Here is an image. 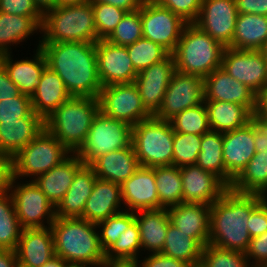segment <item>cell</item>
Returning a JSON list of instances; mask_svg holds the SVG:
<instances>
[{"label":"cell","mask_w":267,"mask_h":267,"mask_svg":"<svg viewBox=\"0 0 267 267\" xmlns=\"http://www.w3.org/2000/svg\"><path fill=\"white\" fill-rule=\"evenodd\" d=\"M55 255L69 265L99 267L105 259L97 224L82 218L55 217L50 226ZM89 265V266H88Z\"/></svg>","instance_id":"3"},{"label":"cell","mask_w":267,"mask_h":267,"mask_svg":"<svg viewBox=\"0 0 267 267\" xmlns=\"http://www.w3.org/2000/svg\"><path fill=\"white\" fill-rule=\"evenodd\" d=\"M68 267H87V266H83V265H69Z\"/></svg>","instance_id":"68"},{"label":"cell","mask_w":267,"mask_h":267,"mask_svg":"<svg viewBox=\"0 0 267 267\" xmlns=\"http://www.w3.org/2000/svg\"><path fill=\"white\" fill-rule=\"evenodd\" d=\"M47 66L57 73L71 96L98 98L102 84L98 76L96 43H40Z\"/></svg>","instance_id":"1"},{"label":"cell","mask_w":267,"mask_h":267,"mask_svg":"<svg viewBox=\"0 0 267 267\" xmlns=\"http://www.w3.org/2000/svg\"><path fill=\"white\" fill-rule=\"evenodd\" d=\"M262 199L267 204V193L262 195Z\"/></svg>","instance_id":"66"},{"label":"cell","mask_w":267,"mask_h":267,"mask_svg":"<svg viewBox=\"0 0 267 267\" xmlns=\"http://www.w3.org/2000/svg\"><path fill=\"white\" fill-rule=\"evenodd\" d=\"M238 14L267 16V0H235Z\"/></svg>","instance_id":"56"},{"label":"cell","mask_w":267,"mask_h":267,"mask_svg":"<svg viewBox=\"0 0 267 267\" xmlns=\"http://www.w3.org/2000/svg\"><path fill=\"white\" fill-rule=\"evenodd\" d=\"M201 135L174 132L173 166L195 165L201 150Z\"/></svg>","instance_id":"46"},{"label":"cell","mask_w":267,"mask_h":267,"mask_svg":"<svg viewBox=\"0 0 267 267\" xmlns=\"http://www.w3.org/2000/svg\"><path fill=\"white\" fill-rule=\"evenodd\" d=\"M238 11L235 0H202L194 24L224 47L231 45Z\"/></svg>","instance_id":"15"},{"label":"cell","mask_w":267,"mask_h":267,"mask_svg":"<svg viewBox=\"0 0 267 267\" xmlns=\"http://www.w3.org/2000/svg\"><path fill=\"white\" fill-rule=\"evenodd\" d=\"M134 221L135 212L122 210L98 222V228L102 227L99 239L103 251L106 252L119 239V235L126 231Z\"/></svg>","instance_id":"44"},{"label":"cell","mask_w":267,"mask_h":267,"mask_svg":"<svg viewBox=\"0 0 267 267\" xmlns=\"http://www.w3.org/2000/svg\"><path fill=\"white\" fill-rule=\"evenodd\" d=\"M90 166L97 178L120 185L141 167L132 144L98 157Z\"/></svg>","instance_id":"26"},{"label":"cell","mask_w":267,"mask_h":267,"mask_svg":"<svg viewBox=\"0 0 267 267\" xmlns=\"http://www.w3.org/2000/svg\"><path fill=\"white\" fill-rule=\"evenodd\" d=\"M141 248L140 230L135 220L126 231L119 235V239L105 252V258L138 260L137 255Z\"/></svg>","instance_id":"45"},{"label":"cell","mask_w":267,"mask_h":267,"mask_svg":"<svg viewBox=\"0 0 267 267\" xmlns=\"http://www.w3.org/2000/svg\"><path fill=\"white\" fill-rule=\"evenodd\" d=\"M70 97L61 77L47 66L30 99L33 111L45 120Z\"/></svg>","instance_id":"28"},{"label":"cell","mask_w":267,"mask_h":267,"mask_svg":"<svg viewBox=\"0 0 267 267\" xmlns=\"http://www.w3.org/2000/svg\"><path fill=\"white\" fill-rule=\"evenodd\" d=\"M202 249L203 247L193 237L169 222L164 246L160 253L193 266L200 264Z\"/></svg>","instance_id":"36"},{"label":"cell","mask_w":267,"mask_h":267,"mask_svg":"<svg viewBox=\"0 0 267 267\" xmlns=\"http://www.w3.org/2000/svg\"><path fill=\"white\" fill-rule=\"evenodd\" d=\"M69 264L61 257L55 255L41 267H68Z\"/></svg>","instance_id":"63"},{"label":"cell","mask_w":267,"mask_h":267,"mask_svg":"<svg viewBox=\"0 0 267 267\" xmlns=\"http://www.w3.org/2000/svg\"><path fill=\"white\" fill-rule=\"evenodd\" d=\"M140 262V267H190L182 260L174 259L162 253H151L147 258Z\"/></svg>","instance_id":"53"},{"label":"cell","mask_w":267,"mask_h":267,"mask_svg":"<svg viewBox=\"0 0 267 267\" xmlns=\"http://www.w3.org/2000/svg\"><path fill=\"white\" fill-rule=\"evenodd\" d=\"M257 96L253 90L230 76L222 67L204 78V100L237 103L246 106L255 115Z\"/></svg>","instance_id":"20"},{"label":"cell","mask_w":267,"mask_h":267,"mask_svg":"<svg viewBox=\"0 0 267 267\" xmlns=\"http://www.w3.org/2000/svg\"><path fill=\"white\" fill-rule=\"evenodd\" d=\"M44 128L41 117H24L0 123V154L14 157Z\"/></svg>","instance_id":"30"},{"label":"cell","mask_w":267,"mask_h":267,"mask_svg":"<svg viewBox=\"0 0 267 267\" xmlns=\"http://www.w3.org/2000/svg\"><path fill=\"white\" fill-rule=\"evenodd\" d=\"M121 203L123 204L121 185L96 178L81 218L97 224L121 212Z\"/></svg>","instance_id":"24"},{"label":"cell","mask_w":267,"mask_h":267,"mask_svg":"<svg viewBox=\"0 0 267 267\" xmlns=\"http://www.w3.org/2000/svg\"><path fill=\"white\" fill-rule=\"evenodd\" d=\"M99 267H140L139 260L134 259H107Z\"/></svg>","instance_id":"60"},{"label":"cell","mask_w":267,"mask_h":267,"mask_svg":"<svg viewBox=\"0 0 267 267\" xmlns=\"http://www.w3.org/2000/svg\"><path fill=\"white\" fill-rule=\"evenodd\" d=\"M90 0H57L58 6L82 4L89 2Z\"/></svg>","instance_id":"64"},{"label":"cell","mask_w":267,"mask_h":267,"mask_svg":"<svg viewBox=\"0 0 267 267\" xmlns=\"http://www.w3.org/2000/svg\"><path fill=\"white\" fill-rule=\"evenodd\" d=\"M96 174L90 165H83L75 174L70 188L55 208V217L81 218L86 200L91 195Z\"/></svg>","instance_id":"29"},{"label":"cell","mask_w":267,"mask_h":267,"mask_svg":"<svg viewBox=\"0 0 267 267\" xmlns=\"http://www.w3.org/2000/svg\"><path fill=\"white\" fill-rule=\"evenodd\" d=\"M0 12L28 17H43L33 0H0Z\"/></svg>","instance_id":"50"},{"label":"cell","mask_w":267,"mask_h":267,"mask_svg":"<svg viewBox=\"0 0 267 267\" xmlns=\"http://www.w3.org/2000/svg\"><path fill=\"white\" fill-rule=\"evenodd\" d=\"M221 67L257 95L266 87L267 59L260 50L225 47Z\"/></svg>","instance_id":"14"},{"label":"cell","mask_w":267,"mask_h":267,"mask_svg":"<svg viewBox=\"0 0 267 267\" xmlns=\"http://www.w3.org/2000/svg\"><path fill=\"white\" fill-rule=\"evenodd\" d=\"M99 111L98 98L71 96L44 120V125L73 154L83 145Z\"/></svg>","instance_id":"4"},{"label":"cell","mask_w":267,"mask_h":267,"mask_svg":"<svg viewBox=\"0 0 267 267\" xmlns=\"http://www.w3.org/2000/svg\"><path fill=\"white\" fill-rule=\"evenodd\" d=\"M209 127L212 131L225 133L244 127L255 118L246 107L225 101L204 100Z\"/></svg>","instance_id":"32"},{"label":"cell","mask_w":267,"mask_h":267,"mask_svg":"<svg viewBox=\"0 0 267 267\" xmlns=\"http://www.w3.org/2000/svg\"><path fill=\"white\" fill-rule=\"evenodd\" d=\"M254 141L256 152L267 154V128L254 118Z\"/></svg>","instance_id":"57"},{"label":"cell","mask_w":267,"mask_h":267,"mask_svg":"<svg viewBox=\"0 0 267 267\" xmlns=\"http://www.w3.org/2000/svg\"><path fill=\"white\" fill-rule=\"evenodd\" d=\"M40 43L98 41L91 1L57 6L43 15Z\"/></svg>","instance_id":"5"},{"label":"cell","mask_w":267,"mask_h":267,"mask_svg":"<svg viewBox=\"0 0 267 267\" xmlns=\"http://www.w3.org/2000/svg\"><path fill=\"white\" fill-rule=\"evenodd\" d=\"M173 141L170 121L151 116L132 126L131 144L142 167L173 165Z\"/></svg>","instance_id":"7"},{"label":"cell","mask_w":267,"mask_h":267,"mask_svg":"<svg viewBox=\"0 0 267 267\" xmlns=\"http://www.w3.org/2000/svg\"><path fill=\"white\" fill-rule=\"evenodd\" d=\"M156 4L171 10L188 24L198 18L202 0H153Z\"/></svg>","instance_id":"49"},{"label":"cell","mask_w":267,"mask_h":267,"mask_svg":"<svg viewBox=\"0 0 267 267\" xmlns=\"http://www.w3.org/2000/svg\"><path fill=\"white\" fill-rule=\"evenodd\" d=\"M16 267H26V266H24V265H22L20 263H17V266Z\"/></svg>","instance_id":"70"},{"label":"cell","mask_w":267,"mask_h":267,"mask_svg":"<svg viewBox=\"0 0 267 267\" xmlns=\"http://www.w3.org/2000/svg\"><path fill=\"white\" fill-rule=\"evenodd\" d=\"M70 151L44 128L13 157V178L34 176V180L57 166Z\"/></svg>","instance_id":"8"},{"label":"cell","mask_w":267,"mask_h":267,"mask_svg":"<svg viewBox=\"0 0 267 267\" xmlns=\"http://www.w3.org/2000/svg\"><path fill=\"white\" fill-rule=\"evenodd\" d=\"M13 178L10 186L16 215L23 229L50 227L55 220V207L32 179L30 183L17 184ZM13 189V190H12ZM44 218L47 225H44Z\"/></svg>","instance_id":"12"},{"label":"cell","mask_w":267,"mask_h":267,"mask_svg":"<svg viewBox=\"0 0 267 267\" xmlns=\"http://www.w3.org/2000/svg\"><path fill=\"white\" fill-rule=\"evenodd\" d=\"M143 38L151 40L172 54L188 24L171 10L156 4L153 0H143L141 4Z\"/></svg>","instance_id":"10"},{"label":"cell","mask_w":267,"mask_h":267,"mask_svg":"<svg viewBox=\"0 0 267 267\" xmlns=\"http://www.w3.org/2000/svg\"><path fill=\"white\" fill-rule=\"evenodd\" d=\"M22 93L16 84L9 78L0 61V101L20 96Z\"/></svg>","instance_id":"55"},{"label":"cell","mask_w":267,"mask_h":267,"mask_svg":"<svg viewBox=\"0 0 267 267\" xmlns=\"http://www.w3.org/2000/svg\"><path fill=\"white\" fill-rule=\"evenodd\" d=\"M98 40H106L127 11L105 3H92Z\"/></svg>","instance_id":"47"},{"label":"cell","mask_w":267,"mask_h":267,"mask_svg":"<svg viewBox=\"0 0 267 267\" xmlns=\"http://www.w3.org/2000/svg\"><path fill=\"white\" fill-rule=\"evenodd\" d=\"M13 179V157L0 154V194L10 190Z\"/></svg>","instance_id":"54"},{"label":"cell","mask_w":267,"mask_h":267,"mask_svg":"<svg viewBox=\"0 0 267 267\" xmlns=\"http://www.w3.org/2000/svg\"><path fill=\"white\" fill-rule=\"evenodd\" d=\"M255 118L257 120H267V86L257 96Z\"/></svg>","instance_id":"59"},{"label":"cell","mask_w":267,"mask_h":267,"mask_svg":"<svg viewBox=\"0 0 267 267\" xmlns=\"http://www.w3.org/2000/svg\"><path fill=\"white\" fill-rule=\"evenodd\" d=\"M135 220L140 230L142 249L152 253H160L170 222L167 208L136 211Z\"/></svg>","instance_id":"31"},{"label":"cell","mask_w":267,"mask_h":267,"mask_svg":"<svg viewBox=\"0 0 267 267\" xmlns=\"http://www.w3.org/2000/svg\"><path fill=\"white\" fill-rule=\"evenodd\" d=\"M260 51L262 52V54L264 55V57L267 59V40L264 43L263 47L260 49Z\"/></svg>","instance_id":"65"},{"label":"cell","mask_w":267,"mask_h":267,"mask_svg":"<svg viewBox=\"0 0 267 267\" xmlns=\"http://www.w3.org/2000/svg\"><path fill=\"white\" fill-rule=\"evenodd\" d=\"M22 230L10 191L0 194V249L15 251Z\"/></svg>","instance_id":"39"},{"label":"cell","mask_w":267,"mask_h":267,"mask_svg":"<svg viewBox=\"0 0 267 267\" xmlns=\"http://www.w3.org/2000/svg\"><path fill=\"white\" fill-rule=\"evenodd\" d=\"M98 100L100 111L104 115L131 126L152 116L143 106L134 82L102 87Z\"/></svg>","instance_id":"11"},{"label":"cell","mask_w":267,"mask_h":267,"mask_svg":"<svg viewBox=\"0 0 267 267\" xmlns=\"http://www.w3.org/2000/svg\"><path fill=\"white\" fill-rule=\"evenodd\" d=\"M183 203L212 205L229 187L215 174L197 165L180 167Z\"/></svg>","instance_id":"19"},{"label":"cell","mask_w":267,"mask_h":267,"mask_svg":"<svg viewBox=\"0 0 267 267\" xmlns=\"http://www.w3.org/2000/svg\"><path fill=\"white\" fill-rule=\"evenodd\" d=\"M267 40V16L238 14L229 48L260 50Z\"/></svg>","instance_id":"33"},{"label":"cell","mask_w":267,"mask_h":267,"mask_svg":"<svg viewBox=\"0 0 267 267\" xmlns=\"http://www.w3.org/2000/svg\"><path fill=\"white\" fill-rule=\"evenodd\" d=\"M170 223L202 247L208 244L210 231V205L201 203H180L167 208Z\"/></svg>","instance_id":"22"},{"label":"cell","mask_w":267,"mask_h":267,"mask_svg":"<svg viewBox=\"0 0 267 267\" xmlns=\"http://www.w3.org/2000/svg\"><path fill=\"white\" fill-rule=\"evenodd\" d=\"M173 131L185 134L203 135L211 129L205 103L185 109L169 120Z\"/></svg>","instance_id":"40"},{"label":"cell","mask_w":267,"mask_h":267,"mask_svg":"<svg viewBox=\"0 0 267 267\" xmlns=\"http://www.w3.org/2000/svg\"><path fill=\"white\" fill-rule=\"evenodd\" d=\"M250 267H267V265H251Z\"/></svg>","instance_id":"69"},{"label":"cell","mask_w":267,"mask_h":267,"mask_svg":"<svg viewBox=\"0 0 267 267\" xmlns=\"http://www.w3.org/2000/svg\"><path fill=\"white\" fill-rule=\"evenodd\" d=\"M195 165L215 174L225 183L223 133L210 130L202 135L201 150Z\"/></svg>","instance_id":"38"},{"label":"cell","mask_w":267,"mask_h":267,"mask_svg":"<svg viewBox=\"0 0 267 267\" xmlns=\"http://www.w3.org/2000/svg\"><path fill=\"white\" fill-rule=\"evenodd\" d=\"M248 263L252 265H267V231L259 236L251 238L247 251L245 252Z\"/></svg>","instance_id":"51"},{"label":"cell","mask_w":267,"mask_h":267,"mask_svg":"<svg viewBox=\"0 0 267 267\" xmlns=\"http://www.w3.org/2000/svg\"><path fill=\"white\" fill-rule=\"evenodd\" d=\"M83 165L75 153L70 154L57 166L38 176L34 182L56 208L70 188L76 172Z\"/></svg>","instance_id":"25"},{"label":"cell","mask_w":267,"mask_h":267,"mask_svg":"<svg viewBox=\"0 0 267 267\" xmlns=\"http://www.w3.org/2000/svg\"><path fill=\"white\" fill-rule=\"evenodd\" d=\"M17 262L26 267H41L55 256L51 228H25L15 250Z\"/></svg>","instance_id":"23"},{"label":"cell","mask_w":267,"mask_h":267,"mask_svg":"<svg viewBox=\"0 0 267 267\" xmlns=\"http://www.w3.org/2000/svg\"><path fill=\"white\" fill-rule=\"evenodd\" d=\"M204 102V78L176 71L154 117L169 121L185 109Z\"/></svg>","instance_id":"13"},{"label":"cell","mask_w":267,"mask_h":267,"mask_svg":"<svg viewBox=\"0 0 267 267\" xmlns=\"http://www.w3.org/2000/svg\"><path fill=\"white\" fill-rule=\"evenodd\" d=\"M90 1L91 3L110 4L127 12L139 10L143 2V0H90Z\"/></svg>","instance_id":"58"},{"label":"cell","mask_w":267,"mask_h":267,"mask_svg":"<svg viewBox=\"0 0 267 267\" xmlns=\"http://www.w3.org/2000/svg\"><path fill=\"white\" fill-rule=\"evenodd\" d=\"M17 263L14 250L0 249V267H16Z\"/></svg>","instance_id":"61"},{"label":"cell","mask_w":267,"mask_h":267,"mask_svg":"<svg viewBox=\"0 0 267 267\" xmlns=\"http://www.w3.org/2000/svg\"><path fill=\"white\" fill-rule=\"evenodd\" d=\"M229 188L238 193H267V154L255 152Z\"/></svg>","instance_id":"35"},{"label":"cell","mask_w":267,"mask_h":267,"mask_svg":"<svg viewBox=\"0 0 267 267\" xmlns=\"http://www.w3.org/2000/svg\"><path fill=\"white\" fill-rule=\"evenodd\" d=\"M42 24L43 17H28L0 12V55L10 53L11 43L12 45L20 44L38 29L41 33Z\"/></svg>","instance_id":"34"},{"label":"cell","mask_w":267,"mask_h":267,"mask_svg":"<svg viewBox=\"0 0 267 267\" xmlns=\"http://www.w3.org/2000/svg\"><path fill=\"white\" fill-rule=\"evenodd\" d=\"M247 227L251 238L267 231V204L264 201L250 213Z\"/></svg>","instance_id":"52"},{"label":"cell","mask_w":267,"mask_h":267,"mask_svg":"<svg viewBox=\"0 0 267 267\" xmlns=\"http://www.w3.org/2000/svg\"><path fill=\"white\" fill-rule=\"evenodd\" d=\"M225 47L194 23L187 24L172 53L176 71L205 78L222 66Z\"/></svg>","instance_id":"6"},{"label":"cell","mask_w":267,"mask_h":267,"mask_svg":"<svg viewBox=\"0 0 267 267\" xmlns=\"http://www.w3.org/2000/svg\"><path fill=\"white\" fill-rule=\"evenodd\" d=\"M175 72L176 66L172 54L138 72L134 83L139 90L143 106L152 116L160 108Z\"/></svg>","instance_id":"17"},{"label":"cell","mask_w":267,"mask_h":267,"mask_svg":"<svg viewBox=\"0 0 267 267\" xmlns=\"http://www.w3.org/2000/svg\"><path fill=\"white\" fill-rule=\"evenodd\" d=\"M11 53L0 55V61L21 93L31 97L40 83L42 72L47 67L46 57L43 51L37 48L32 60L21 59L13 62Z\"/></svg>","instance_id":"27"},{"label":"cell","mask_w":267,"mask_h":267,"mask_svg":"<svg viewBox=\"0 0 267 267\" xmlns=\"http://www.w3.org/2000/svg\"><path fill=\"white\" fill-rule=\"evenodd\" d=\"M98 76L103 87L113 84L133 83L138 72L134 69L126 46L107 40L96 42Z\"/></svg>","instance_id":"16"},{"label":"cell","mask_w":267,"mask_h":267,"mask_svg":"<svg viewBox=\"0 0 267 267\" xmlns=\"http://www.w3.org/2000/svg\"><path fill=\"white\" fill-rule=\"evenodd\" d=\"M33 2L43 15L58 6L57 0H33Z\"/></svg>","instance_id":"62"},{"label":"cell","mask_w":267,"mask_h":267,"mask_svg":"<svg viewBox=\"0 0 267 267\" xmlns=\"http://www.w3.org/2000/svg\"><path fill=\"white\" fill-rule=\"evenodd\" d=\"M126 47L133 67L137 72L160 62L170 54L161 45L143 37Z\"/></svg>","instance_id":"41"},{"label":"cell","mask_w":267,"mask_h":267,"mask_svg":"<svg viewBox=\"0 0 267 267\" xmlns=\"http://www.w3.org/2000/svg\"><path fill=\"white\" fill-rule=\"evenodd\" d=\"M263 201L260 194L238 193L230 188L210 205L208 243L246 252L251 240L247 222L250 213Z\"/></svg>","instance_id":"2"},{"label":"cell","mask_w":267,"mask_h":267,"mask_svg":"<svg viewBox=\"0 0 267 267\" xmlns=\"http://www.w3.org/2000/svg\"><path fill=\"white\" fill-rule=\"evenodd\" d=\"M200 264L202 267H250L244 252L222 249L209 243L202 249Z\"/></svg>","instance_id":"42"},{"label":"cell","mask_w":267,"mask_h":267,"mask_svg":"<svg viewBox=\"0 0 267 267\" xmlns=\"http://www.w3.org/2000/svg\"><path fill=\"white\" fill-rule=\"evenodd\" d=\"M122 202L125 210L159 209V197L155 183L154 168L140 167L121 185Z\"/></svg>","instance_id":"21"},{"label":"cell","mask_w":267,"mask_h":267,"mask_svg":"<svg viewBox=\"0 0 267 267\" xmlns=\"http://www.w3.org/2000/svg\"><path fill=\"white\" fill-rule=\"evenodd\" d=\"M267 128V120H259Z\"/></svg>","instance_id":"67"},{"label":"cell","mask_w":267,"mask_h":267,"mask_svg":"<svg viewBox=\"0 0 267 267\" xmlns=\"http://www.w3.org/2000/svg\"><path fill=\"white\" fill-rule=\"evenodd\" d=\"M255 152L254 119L244 127L223 133V163L225 184L228 187L246 167Z\"/></svg>","instance_id":"18"},{"label":"cell","mask_w":267,"mask_h":267,"mask_svg":"<svg viewBox=\"0 0 267 267\" xmlns=\"http://www.w3.org/2000/svg\"><path fill=\"white\" fill-rule=\"evenodd\" d=\"M131 141V125L99 111L93 119L83 145L75 154L84 165H91L106 153L129 147Z\"/></svg>","instance_id":"9"},{"label":"cell","mask_w":267,"mask_h":267,"mask_svg":"<svg viewBox=\"0 0 267 267\" xmlns=\"http://www.w3.org/2000/svg\"><path fill=\"white\" fill-rule=\"evenodd\" d=\"M190 267H202L201 264H197V265H193V266H190Z\"/></svg>","instance_id":"71"},{"label":"cell","mask_w":267,"mask_h":267,"mask_svg":"<svg viewBox=\"0 0 267 267\" xmlns=\"http://www.w3.org/2000/svg\"><path fill=\"white\" fill-rule=\"evenodd\" d=\"M24 117H40L32 109L30 96H20L0 101V123Z\"/></svg>","instance_id":"48"},{"label":"cell","mask_w":267,"mask_h":267,"mask_svg":"<svg viewBox=\"0 0 267 267\" xmlns=\"http://www.w3.org/2000/svg\"><path fill=\"white\" fill-rule=\"evenodd\" d=\"M155 183L159 197V209L183 203L180 167H155Z\"/></svg>","instance_id":"37"},{"label":"cell","mask_w":267,"mask_h":267,"mask_svg":"<svg viewBox=\"0 0 267 267\" xmlns=\"http://www.w3.org/2000/svg\"><path fill=\"white\" fill-rule=\"evenodd\" d=\"M143 37L141 6L139 10L126 12L114 31L106 39L109 43L118 46L133 44Z\"/></svg>","instance_id":"43"}]
</instances>
